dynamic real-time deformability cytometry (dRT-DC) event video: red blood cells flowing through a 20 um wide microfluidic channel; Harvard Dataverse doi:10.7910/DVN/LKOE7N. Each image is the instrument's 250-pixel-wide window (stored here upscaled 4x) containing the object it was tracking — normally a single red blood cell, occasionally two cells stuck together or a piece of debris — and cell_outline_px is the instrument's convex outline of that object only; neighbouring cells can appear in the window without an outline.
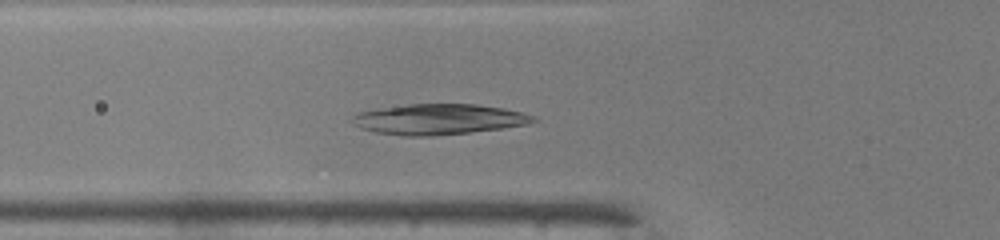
{"species": "common noctule bat (a hibernating species)", "species_latin": "Nyctalus noctula", "temperature_condition": "warm", "stored_images_in_passage": 38, "camera_frame_rate_fps": 3000, "um_per_image_px": 0.085, "animal": {"sex": "male", "body_mass_g": 19.0, "forearm_length_mm": 50.8}, "frame": {"image": 1, "passage_image": 11, "time_ms": 3.333, "image_size_px": [1000, 240], "cell_outline_px": [[540, 120], [528, 124], [504, 128], [432, 136], [404, 136], [376, 132], [360, 128], [352, 124], [348, 120], [352, 116], [360, 112], [380, 108], [408, 104], [476, 104], [504, 108], [536, 116]], "centroid_in_image_um": [37.29, 10.14], "position_along_channel_um": 88.5, "area_um2": 32.37}}
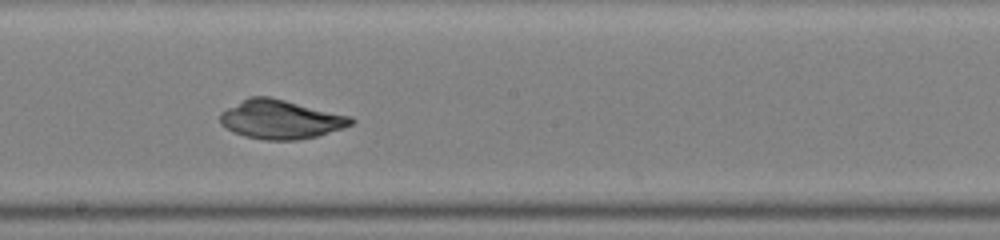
{"frame": {"image": 2, "passage_image": 21, "time_ms": 6.667, "image_size_px": [1000, 240], "cell_outline_px": [[356, 120], [352, 124], [344, 128], [316, 136], [296, 140], [264, 140], [244, 136], [220, 124], [220, 112], [248, 96], [268, 96], [352, 116]], "centroid_in_image_um": [23.87, 10.14], "position_along_channel_um": 224.3, "area_um2": 29.65}}
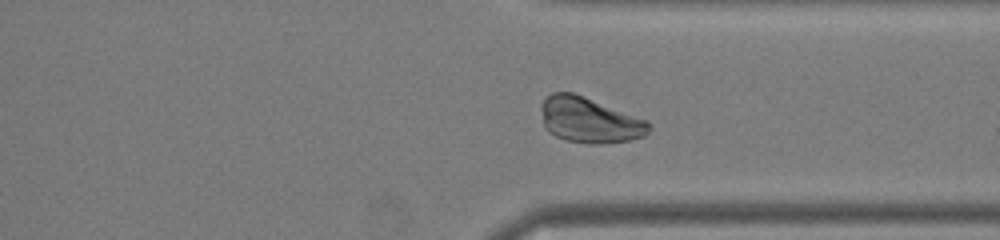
{"frame": {"image": 3, "passage_image": 31, "time_ms": 10.0, "image_size_px": [1000, 240], "cell_outline_px": [[652, 128], [644, 136], [628, 140], [600, 144], [588, 144], [564, 140], [556, 136], [544, 124], [540, 108], [540, 104], [552, 92], [572, 92], [584, 96], [648, 120], [652, 124]], "centroid_in_image_um": [50.14, 10.21], "position_along_channel_um": 361.3, "area_um2": 28.61}}